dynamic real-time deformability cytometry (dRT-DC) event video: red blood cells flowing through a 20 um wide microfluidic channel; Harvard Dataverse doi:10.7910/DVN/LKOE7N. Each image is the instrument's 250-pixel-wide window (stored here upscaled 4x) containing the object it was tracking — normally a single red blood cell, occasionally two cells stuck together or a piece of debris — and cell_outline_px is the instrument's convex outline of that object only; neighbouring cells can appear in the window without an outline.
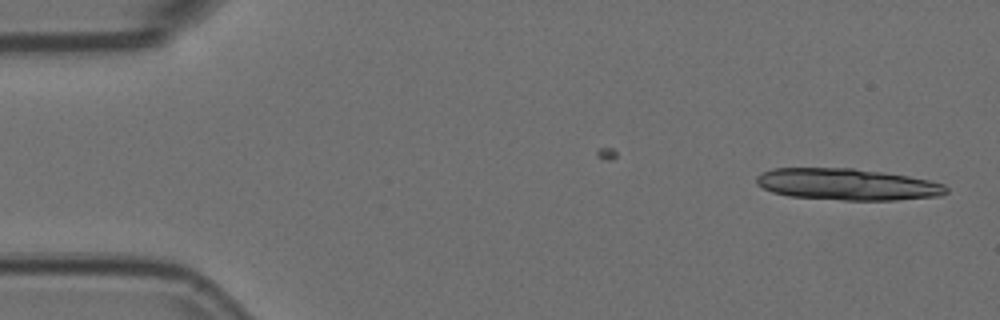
{"species": "Egyptian fruit bat (a non-hibernating species)", "species_latin": "Rousettus aegyptiacus", "temperature_condition": "room temperature", "stored_images_in_passage": 12, "camera_frame_rate_fps": 3000, "um_per_image_px": 0.085, "animal": {"sex": "female"}, "frame": {"image": 1, "passage_image": 1, "time_ms": 0.0, "image_size_px": [1000, 320], "cell_outline_px": [[948, 192], [940, 196], [896, 200], [844, 200], [788, 196], [772, 192], [756, 184], [756, 176], [772, 168], [852, 168], [908, 176], [928, 180], [944, 184], [948, 188]], "centroid_in_image_um": [72.01, 15.67], "position_along_channel_um": 13.0, "area_um2": 34.85}}